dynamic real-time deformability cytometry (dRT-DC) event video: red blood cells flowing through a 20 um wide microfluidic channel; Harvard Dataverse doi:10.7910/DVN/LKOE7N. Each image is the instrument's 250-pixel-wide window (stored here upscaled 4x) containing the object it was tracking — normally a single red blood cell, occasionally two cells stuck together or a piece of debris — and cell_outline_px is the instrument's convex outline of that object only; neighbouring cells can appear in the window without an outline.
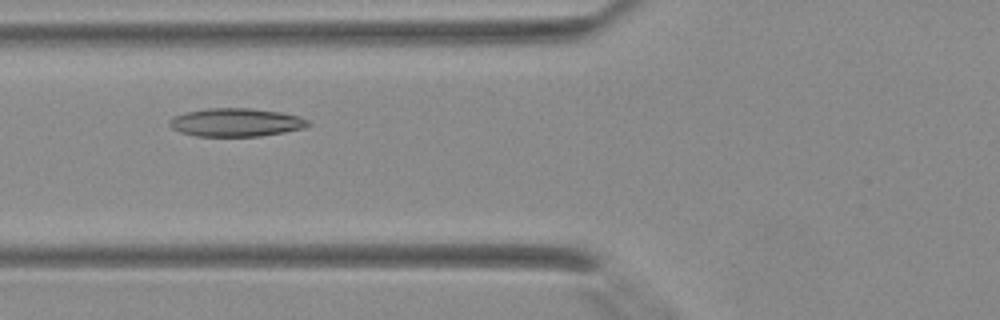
{"species": "Egyptian fruit bat (a non-hibernating species)", "species_latin": "Rousettus aegyptiacus", "temperature_condition": "warm", "stored_images_in_passage": 36, "camera_frame_rate_fps": 3000, "um_per_image_px": 0.085, "animal": {"sex": "female"}, "frame": {"image": 1, "passage_image": 11, "time_ms": 3.333, "image_size_px": [1000, 320], "cell_outline_px": [[312, 124], [304, 128], [284, 132], [260, 136], [196, 136], [180, 132], [172, 128], [168, 124], [168, 120], [172, 116], [188, 112], [208, 108], [248, 108], [280, 112], [300, 116], [308, 120]], "centroid_in_image_um": [20.06, 10.4], "position_along_channel_um": 105.7, "area_um2": 22.89}}
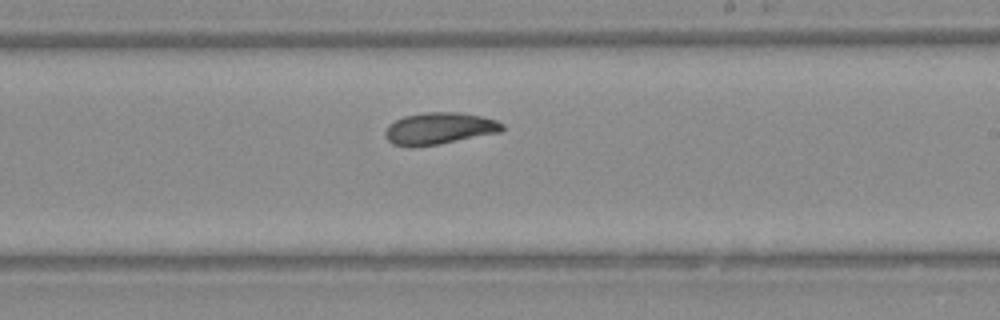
{"frame": {"image": 2, "passage_image": 20, "time_ms": 6.333, "image_size_px": [1000, 320], "cell_outline_px": [[504, 128], [500, 132], [440, 144], [412, 148], [408, 148], [392, 144], [384, 136], [384, 132], [388, 124], [404, 116], [424, 112], [460, 112], [484, 116], [496, 120], [504, 124]], "centroid_in_image_um": [37.31, 10.93], "position_along_channel_um": 251.7, "area_um2": 22.14}}
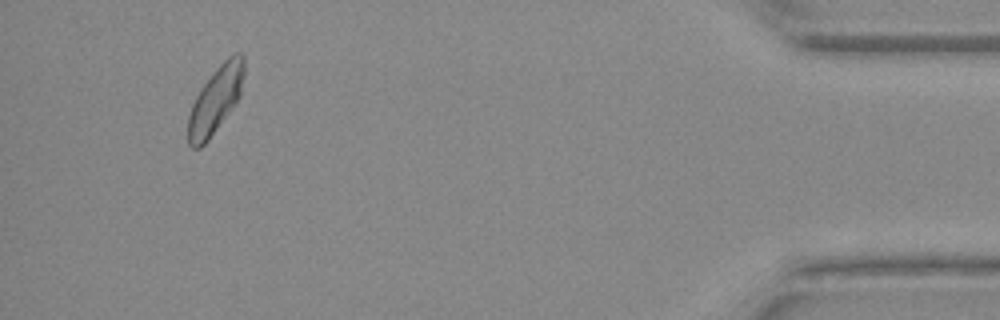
{"frame": {"image": 3, "passage_image": 34, "time_ms": 11.0, "image_size_px": [1000, 320], "cell_outline_px": [[244, 76], [240, 96], [208, 140], [200, 148], [192, 148], [188, 144], [188, 116], [192, 104], [200, 88], [216, 68], [232, 52], [240, 52], [244, 56]], "centroid_in_image_um": [18.32, 8.46], "position_along_channel_um": 416.9, "area_um2": 21.62}}